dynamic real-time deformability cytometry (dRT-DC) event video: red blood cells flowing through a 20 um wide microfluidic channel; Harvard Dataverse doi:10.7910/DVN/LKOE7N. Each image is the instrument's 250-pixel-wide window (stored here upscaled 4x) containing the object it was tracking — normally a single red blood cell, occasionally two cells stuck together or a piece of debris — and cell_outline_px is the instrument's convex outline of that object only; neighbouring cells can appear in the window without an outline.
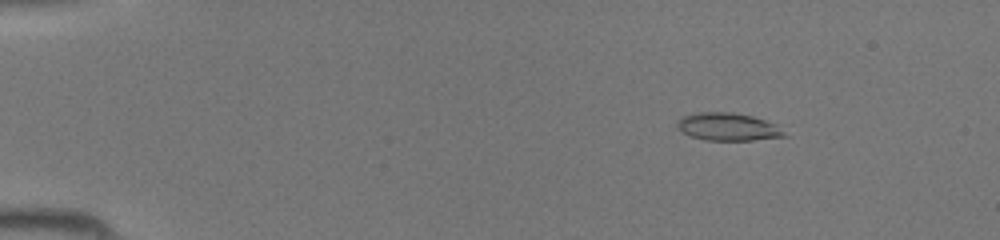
{"species": "common noctule bat (a hibernating species)", "species_latin": "Nyctalus noctula", "temperature_condition": "room temperature", "stored_images_in_passage": 46, "camera_frame_rate_fps": 3000, "um_per_image_px": 0.085, "animal": {"sex": "female", "body_mass_g": 19.5, "forearm_length_mm": 54.1}, "frame": {"image": 1, "passage_image": 7, "time_ms": 2.0, "image_size_px": [1000, 240], "cell_outline_px": [[788, 136], [752, 140], [704, 140], [680, 132], [676, 128], [676, 124], [684, 116], [696, 112], [732, 112], [752, 116], [776, 124]], "centroid_in_image_um": [61.85, 10.78], "position_along_channel_um": 23.1, "area_um2": 17.28}}
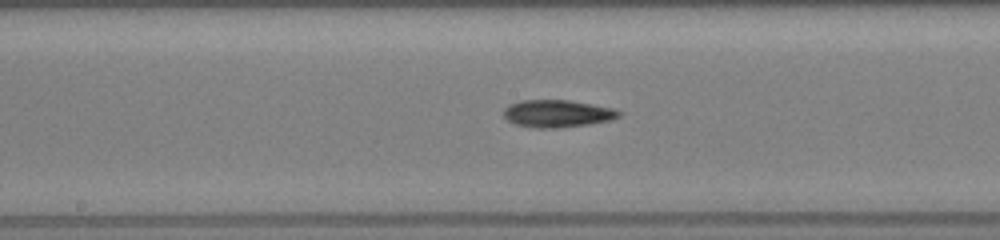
{"frame": {"image": 2, "passage_image": 25, "time_ms": 8.0, "image_size_px": [1000, 240], "cell_outline_px": [[620, 116], [612, 120], [588, 124], [560, 128], [536, 128], [516, 124], [508, 120], [504, 116], [504, 108], [508, 104], [520, 100], [568, 100], [592, 104], [612, 108], [620, 112]], "centroid_in_image_um": [47.35, 9.65], "position_along_channel_um": 200.8, "area_um2": 18.38}}
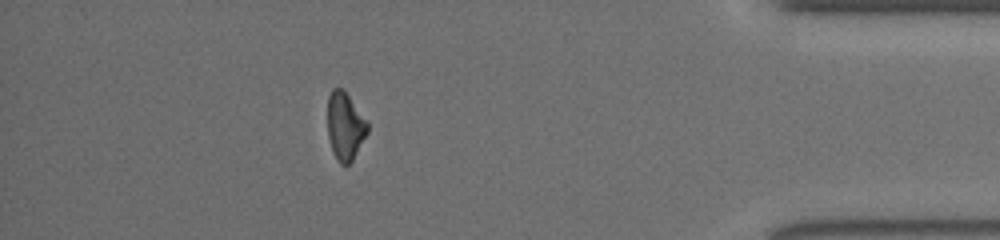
{"frame": {"image": 3, "passage_image": 41, "time_ms": 13.333, "image_size_px": [1000, 240], "cell_outline_px": [[368, 132], [352, 160], [348, 164], [340, 164], [336, 160], [332, 152], [328, 136], [328, 96], [332, 88], [344, 88], [368, 124]], "centroid_in_image_um": [29.31, 10.71], "position_along_channel_um": 405.9, "area_um2": 15.72}}